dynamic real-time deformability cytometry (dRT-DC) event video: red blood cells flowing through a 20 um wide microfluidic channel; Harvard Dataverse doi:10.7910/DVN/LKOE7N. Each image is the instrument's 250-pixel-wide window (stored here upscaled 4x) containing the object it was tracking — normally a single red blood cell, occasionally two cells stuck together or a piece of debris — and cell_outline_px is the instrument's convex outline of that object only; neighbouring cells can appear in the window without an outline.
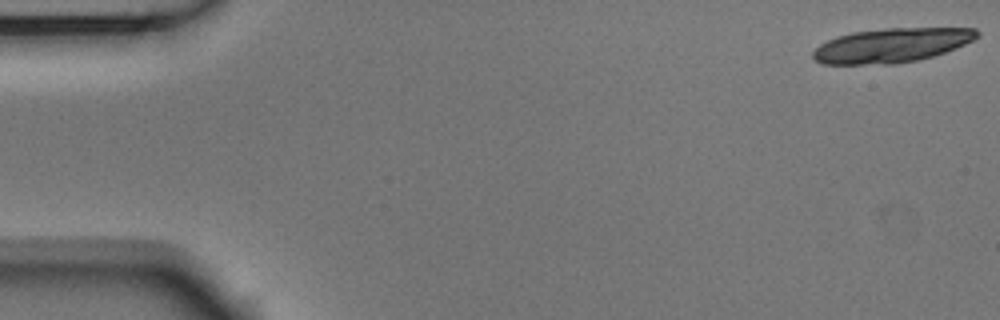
{"species": "Egyptian fruit bat (a non-hibernating species)", "species_latin": "Rousettus aegyptiacus", "temperature_condition": "room temperature", "stored_images_in_passage": 3, "camera_frame_rate_fps": 3000, "um_per_image_px": 0.085, "animal": {"sex": "male"}, "frame": {"image": 1, "passage_image": 1, "time_ms": 0.0, "image_size_px": [1000, 320], "cell_outline_px": [[980, 36], [964, 44], [944, 52], [920, 60], [896, 64], [820, 64], [812, 56], [812, 52], [820, 44], [836, 36], [852, 32], [884, 28], [976, 28], [980, 32]], "centroid_in_image_um": [75.77, 3.85], "position_along_channel_um": 9.2, "area_um2": 32.89}}